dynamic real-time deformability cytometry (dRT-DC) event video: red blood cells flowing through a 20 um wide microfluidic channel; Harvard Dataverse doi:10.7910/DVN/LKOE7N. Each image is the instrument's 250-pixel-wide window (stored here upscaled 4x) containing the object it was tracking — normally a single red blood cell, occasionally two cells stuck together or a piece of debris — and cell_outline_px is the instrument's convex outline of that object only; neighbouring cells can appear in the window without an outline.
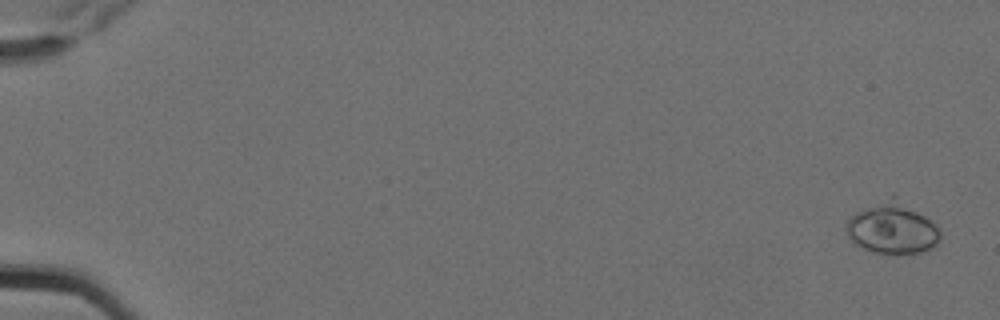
{"species": "Egyptian fruit bat (a non-hibernating species)", "species_latin": "Rousettus aegyptiacus", "temperature_condition": "cold", "stored_images_in_passage": 6, "camera_frame_rate_fps": 3000, "um_per_image_px": 0.085, "animal": {"sex": "female"}, "frame": {"image": 1, "passage_image": 1, "time_ms": 0.0, "image_size_px": [1000, 320], "cell_outline_px": [[940, 240], [932, 248], [920, 252], [872, 252], [856, 244], [848, 236], [844, 228], [848, 216], [892, 192], [932, 220], [940, 228]], "centroid_in_image_um": [75.83, 19.31], "position_along_channel_um": 9.2, "area_um2": 28.67}}
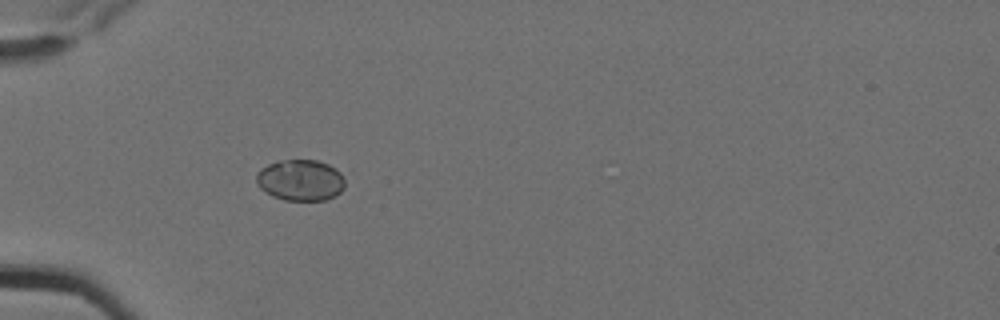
{"frame": {"image": 2, "passage_image": 6, "time_ms": 1.667, "image_size_px": [1000, 320], "cell_outline_px": [[344, 188], [336, 196], [324, 200], [284, 200], [272, 196], [260, 188], [256, 184], [256, 172], [260, 168], [268, 164], [280, 160], [316, 160], [328, 164], [336, 168], [340, 172], [344, 180]], "centroid_in_image_um": [25.52, 15.31], "position_along_channel_um": 59.5, "area_um2": 21.44}}